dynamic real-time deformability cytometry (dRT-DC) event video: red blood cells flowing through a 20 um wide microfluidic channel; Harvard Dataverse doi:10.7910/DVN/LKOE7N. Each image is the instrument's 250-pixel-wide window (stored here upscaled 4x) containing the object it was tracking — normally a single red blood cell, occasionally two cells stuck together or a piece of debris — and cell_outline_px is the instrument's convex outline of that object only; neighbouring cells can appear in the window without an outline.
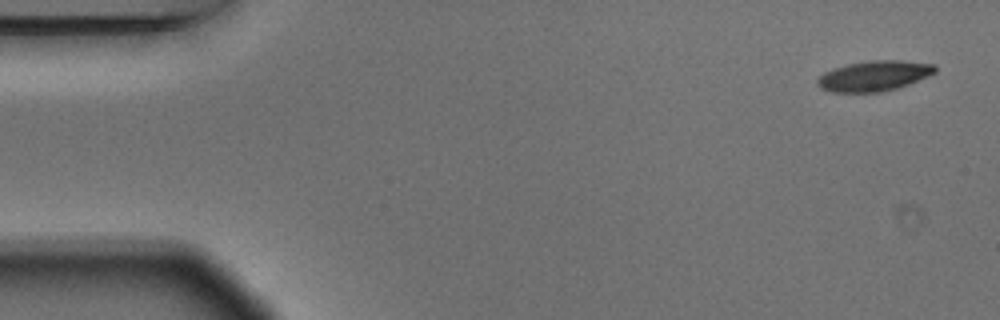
{"species": "Egyptian fruit bat (a non-hibernating species)", "species_latin": "Rousettus aegyptiacus", "temperature_condition": "warm", "stored_images_in_passage": 6, "camera_frame_rate_fps": 3000, "um_per_image_px": 0.085, "animal": {"sex": "male"}, "frame": {"image": 1, "passage_image": 1, "time_ms": 0.0, "image_size_px": [1000, 320], "cell_outline_px": [[936, 72], [928, 76], [908, 84], [884, 92], [832, 92], [820, 88], [816, 84], [816, 80], [824, 72], [832, 68], [848, 64], [872, 60], [900, 60], [936, 64]], "centroid_in_image_um": [74.28, 6.45], "position_along_channel_um": 10.7, "area_um2": 20.87}}
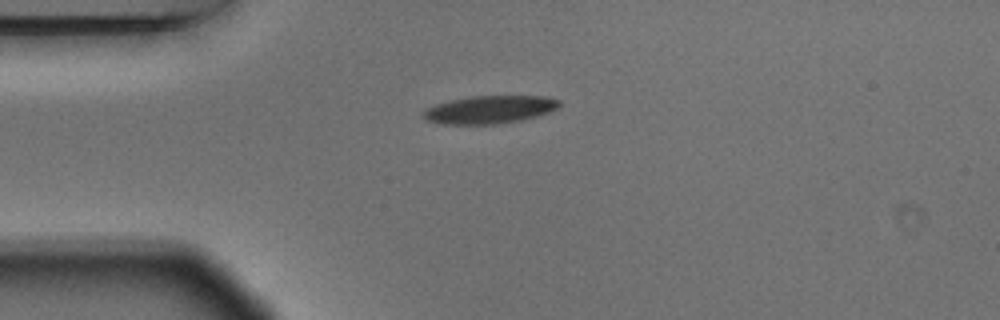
{"frame": {"image": 2, "passage_image": 4, "time_ms": 1.0, "image_size_px": [1000, 320], "cell_outline_px": [[560, 104], [556, 108], [548, 112], [536, 116], [520, 120], [496, 124], [444, 124], [424, 120], [420, 116], [424, 108], [436, 104], [452, 100], [472, 96], [544, 96], [560, 100]], "centroid_in_image_um": [41.55, 9.32], "position_along_channel_um": 43.5, "area_um2": 22.08}}
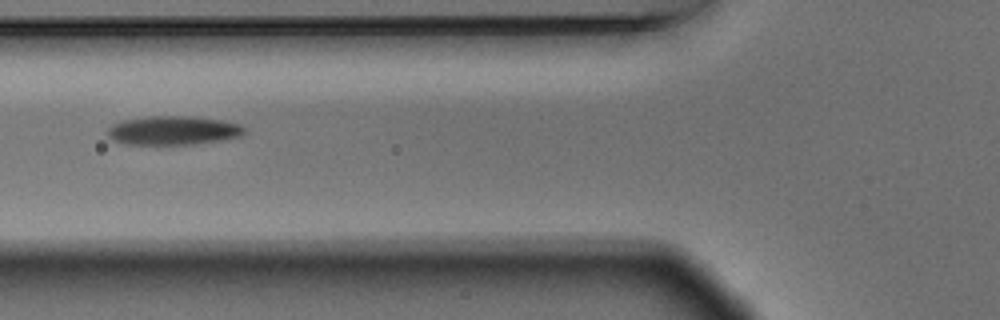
{"frame": {"image": 3, "passage_image": 6, "time_ms": 1.667, "image_size_px": [1000, 320], "cell_outline_px": [[248, 132], [240, 136], [228, 140], [192, 144], [124, 144], [112, 140], [108, 136], [108, 128], [112, 124], [124, 120], [144, 116], [192, 116], [224, 120], [240, 124]], "centroid_in_image_um": [14.76, 11.08], "position_along_channel_um": 111.0, "area_um2": 23.41}}